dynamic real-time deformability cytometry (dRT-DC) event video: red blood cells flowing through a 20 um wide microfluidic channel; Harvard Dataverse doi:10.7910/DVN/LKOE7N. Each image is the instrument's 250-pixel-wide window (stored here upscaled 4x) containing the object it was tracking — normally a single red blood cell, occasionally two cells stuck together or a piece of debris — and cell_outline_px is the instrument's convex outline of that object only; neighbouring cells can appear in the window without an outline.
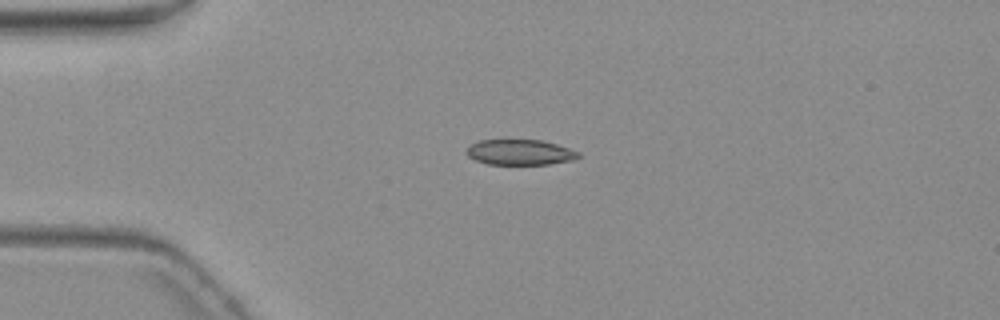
{"species": "common noctule bat (a hibernating species)", "species_latin": "Nyctalus noctula", "temperature_condition": "warm", "stored_images_in_passage": 5, "camera_frame_rate_fps": 3000, "um_per_image_px": 0.085, "animal": {"sex": "female", "body_mass_g": 19.3, "forearm_length_mm": 54.1}, "frame": {"image": 1, "passage_image": 5, "time_ms": 4.667, "image_size_px": [1000, 320], "cell_outline_px": [[580, 156], [572, 160], [548, 164], [488, 164], [476, 160], [468, 156], [468, 148], [472, 144], [480, 140], [504, 136], [540, 140], [556, 144], [580, 152]], "centroid_in_image_um": [44.17, 12.88], "position_along_channel_um": 40.8, "area_um2": 17.17}}